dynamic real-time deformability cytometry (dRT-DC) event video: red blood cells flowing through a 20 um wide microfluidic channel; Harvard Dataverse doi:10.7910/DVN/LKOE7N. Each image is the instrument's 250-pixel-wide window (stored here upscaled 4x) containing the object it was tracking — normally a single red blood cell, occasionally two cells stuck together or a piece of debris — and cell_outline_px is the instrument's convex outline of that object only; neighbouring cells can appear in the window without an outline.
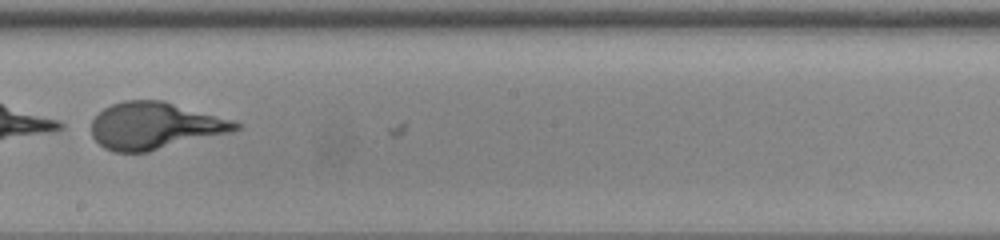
{"species": "human", "species_latin": "Homo sapiens", "temperature_condition": "warm", "stored_images_in_passage": 34, "camera_frame_rate_fps": 3000, "um_per_image_px": 0.085, "donor": {"sex": "female"}, "frame": {"image": 1, "passage_image": 16, "time_ms": 5.0, "image_size_px": [1000, 240], "cell_outline_px": [[244, 128], [232, 132], [148, 152], [116, 152], [104, 148], [92, 136], [92, 120], [104, 108], [112, 104], [124, 100], [164, 100], [232, 120], [244, 124]], "centroid_in_image_um": [13.2, 10.69], "position_along_channel_um": 235.0, "area_um2": 39.54}}
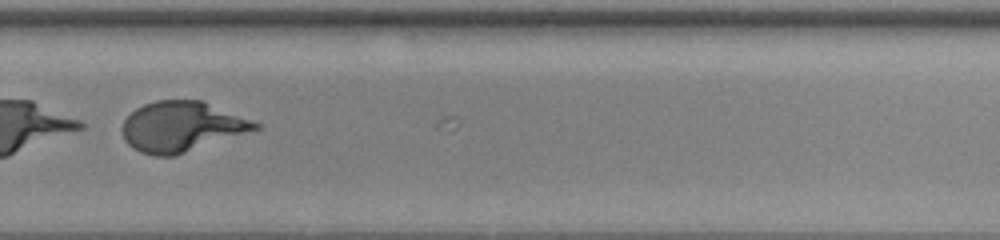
{"frame": {"image": 2, "passage_image": 22, "time_ms": 7.0, "image_size_px": [1000, 240], "cell_outline_px": [[260, 128], [172, 156], [152, 156], [140, 152], [132, 148], [124, 140], [120, 128], [124, 120], [136, 108], [144, 104], [156, 100], [204, 100], [252, 120], [260, 124]], "centroid_in_image_um": [15.39, 10.75], "position_along_channel_um": 314.4, "area_um2": 38.73}}
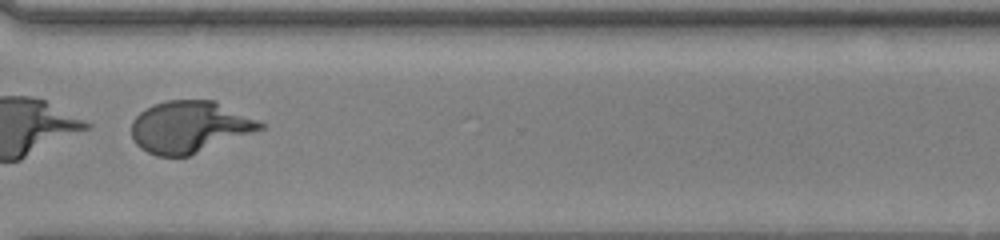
{"frame": {"image": 3, "passage_image": 25, "time_ms": 8.0, "image_size_px": [1000, 240], "cell_outline_px": [[264, 128], [188, 156], [156, 156], [140, 148], [136, 144], [132, 136], [132, 120], [140, 112], [152, 104], [168, 100], [216, 100], [264, 124]], "centroid_in_image_um": [16.07, 10.78], "position_along_channel_um": 354.5, "area_um2": 38.49}}